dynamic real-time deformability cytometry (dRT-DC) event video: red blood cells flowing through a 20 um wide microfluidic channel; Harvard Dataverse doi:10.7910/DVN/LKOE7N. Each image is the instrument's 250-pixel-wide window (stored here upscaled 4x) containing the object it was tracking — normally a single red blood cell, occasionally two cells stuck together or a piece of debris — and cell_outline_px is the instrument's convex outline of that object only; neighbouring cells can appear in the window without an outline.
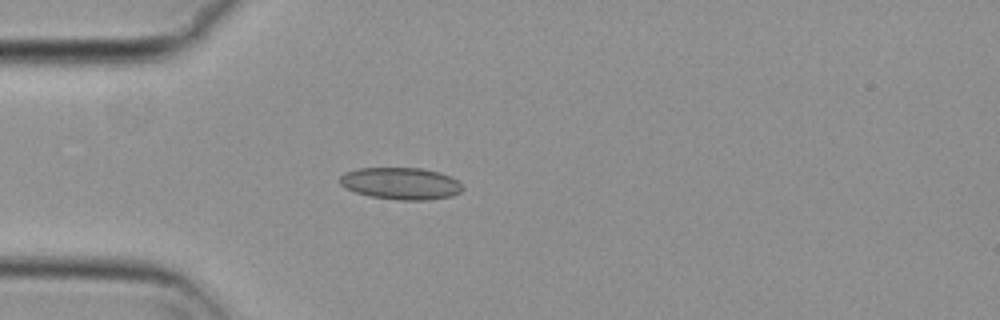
{"species": "common noctule bat (a hibernating species)", "species_latin": "Nyctalus noctula", "temperature_condition": "cold", "stored_images_in_passage": 18, "camera_frame_rate_fps": 3000, "um_per_image_px": 0.085, "animal": {"sex": "female", "body_mass_g": 29.2, "forearm_length_mm": 56.3}, "frame": {"image": 1, "passage_image": 15, "time_ms": 4.667, "image_size_px": [1000, 320], "cell_outline_px": [[464, 188], [460, 192], [452, 196], [428, 200], [400, 200], [368, 196], [344, 188], [340, 184], [340, 176], [344, 172], [356, 168], [420, 168], [440, 172], [452, 176]], "centroid_in_image_um": [34.06, 15.59], "position_along_channel_um": 50.9, "area_um2": 23.06}}